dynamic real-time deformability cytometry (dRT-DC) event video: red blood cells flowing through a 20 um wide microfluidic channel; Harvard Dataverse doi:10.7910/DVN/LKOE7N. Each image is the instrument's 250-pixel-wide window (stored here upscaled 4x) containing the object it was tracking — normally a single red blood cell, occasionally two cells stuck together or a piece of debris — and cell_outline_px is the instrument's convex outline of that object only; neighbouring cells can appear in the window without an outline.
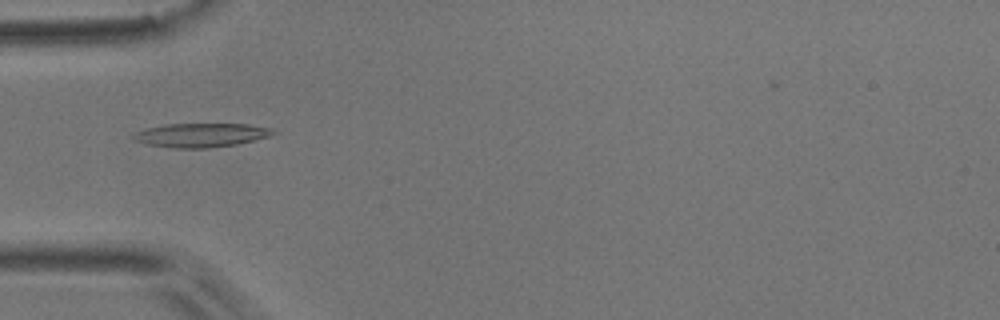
{"species": "common noctule bat (a hibernating species)", "species_latin": "Nyctalus noctula", "temperature_condition": "room temperature", "stored_images_in_passage": 2, "camera_frame_rate_fps": 3000, "um_per_image_px": 0.085, "animal": {"sex": "male", "body_mass_g": 17.9}, "frame": {"image": 1, "passage_image": 2, "time_ms": 0.333, "image_size_px": [1000, 320], "cell_outline_px": [[276, 132], [268, 136], [236, 144], [204, 148], [176, 148], [148, 144], [136, 140], [132, 136], [136, 132], [148, 128], [164, 124], [248, 124], [272, 128]], "centroid_in_image_um": [17.09, 11.47], "position_along_channel_um": 67.9, "area_um2": 19.07}}